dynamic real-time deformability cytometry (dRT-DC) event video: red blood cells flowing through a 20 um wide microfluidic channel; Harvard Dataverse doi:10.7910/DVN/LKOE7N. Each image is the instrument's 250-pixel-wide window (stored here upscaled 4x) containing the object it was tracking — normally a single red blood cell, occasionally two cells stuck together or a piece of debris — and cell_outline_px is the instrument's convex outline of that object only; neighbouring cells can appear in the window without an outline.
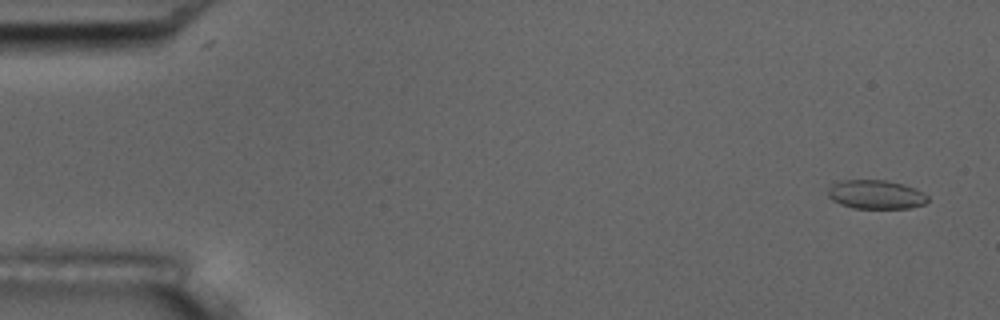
{"species": "common noctule bat (a hibernating species)", "species_latin": "Nyctalus noctula", "temperature_condition": "room temperature", "stored_images_in_passage": 53, "camera_frame_rate_fps": 3000, "um_per_image_px": 0.085, "animal": {"sex": "male", "body_mass_g": 17.5, "forearm_length_mm": 52.3}, "frame": {"image": 1, "passage_image": 1, "time_ms": 0.0, "image_size_px": [1000, 320], "cell_outline_px": [[928, 200], [924, 204], [912, 208], [852, 208], [840, 204], [832, 200], [828, 196], [828, 188], [832, 184], [840, 180], [884, 180], [904, 184], [928, 196]], "centroid_in_image_um": [74.41, 16.54], "position_along_channel_um": 10.6, "area_um2": 16.76}}
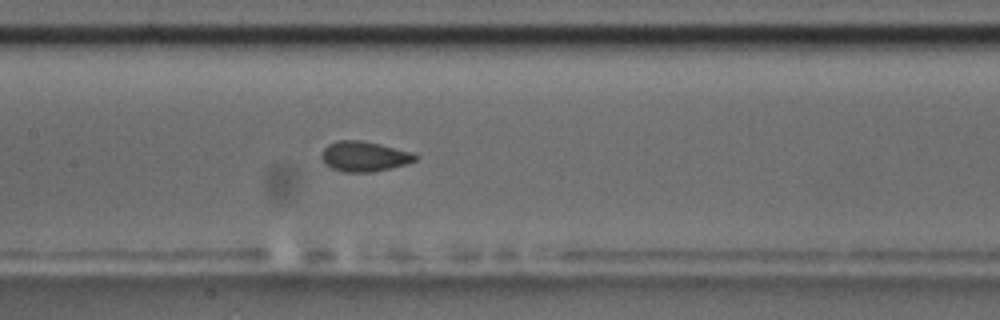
{"frame": {"image": 2, "passage_image": 25, "time_ms": 8.0, "image_size_px": [1000, 320], "cell_outline_px": [[420, 156], [416, 160], [408, 164], [372, 172], [344, 172], [332, 168], [324, 164], [320, 156], [320, 152], [328, 144], [336, 140], [360, 140], [380, 144], [412, 152]], "centroid_in_image_um": [30.95, 13.29], "position_along_channel_um": 176.5, "area_um2": 16.7}}
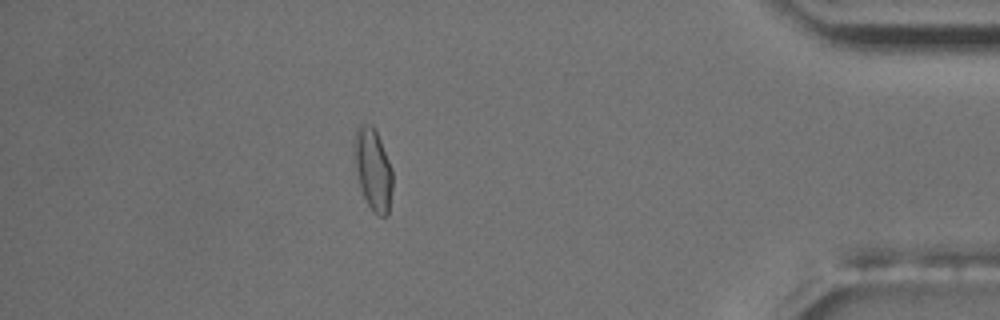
{"frame": {"image": 3, "passage_image": 47, "time_ms": 15.333, "image_size_px": [1000, 320], "cell_outline_px": [[392, 188], [388, 216], [380, 216], [372, 212], [364, 196], [356, 172], [352, 152], [352, 144], [356, 128], [360, 124], [372, 124], [376, 128], [392, 168]], "centroid_in_image_um": [31.69, 14.34], "position_along_channel_um": 403.5, "area_um2": 18.73}, "authors_computed_cell_mechanics": {"area_um2": 16.5308, "velocity_mm_per_s": 3.6827, "shape_relaxation_time_tau1_ms": 4.9482, "shape_relaxation_time_tau2_ms": 0.9065, "deformation_change_tau1": 0.1204, "deformation_change_tau2": 0.0503}}